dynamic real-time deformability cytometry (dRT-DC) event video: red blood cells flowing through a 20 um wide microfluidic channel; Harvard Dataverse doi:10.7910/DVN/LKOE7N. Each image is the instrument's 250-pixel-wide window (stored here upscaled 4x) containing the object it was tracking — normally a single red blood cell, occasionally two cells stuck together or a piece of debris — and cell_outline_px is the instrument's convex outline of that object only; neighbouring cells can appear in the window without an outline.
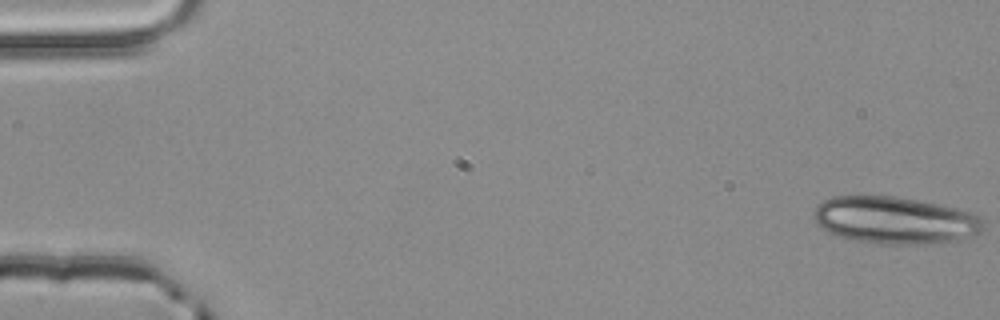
{"species": "common noctule bat (a hibernating species)", "species_latin": "Nyctalus noctula", "temperature_condition": "room temperature", "stored_images_in_passage": 4, "camera_frame_rate_fps": 3000, "um_per_image_px": 0.085, "animal": {"sex": "male", "body_mass_g": 20.4}, "frame": {"image": 1, "passage_image": 1, "time_ms": 0.0, "image_size_px": [1000, 320], "cell_outline_px": [[984, 228], [980, 232], [964, 240], [928, 244], [872, 244], [852, 240], [836, 236], [816, 224], [812, 216], [812, 212], [824, 200], [832, 196], [896, 196], [956, 208], [972, 212], [980, 216], [984, 220]], "centroid_in_image_um": [76.08, 18.74], "position_along_channel_um": 8.9, "area_um2": 47.22}}